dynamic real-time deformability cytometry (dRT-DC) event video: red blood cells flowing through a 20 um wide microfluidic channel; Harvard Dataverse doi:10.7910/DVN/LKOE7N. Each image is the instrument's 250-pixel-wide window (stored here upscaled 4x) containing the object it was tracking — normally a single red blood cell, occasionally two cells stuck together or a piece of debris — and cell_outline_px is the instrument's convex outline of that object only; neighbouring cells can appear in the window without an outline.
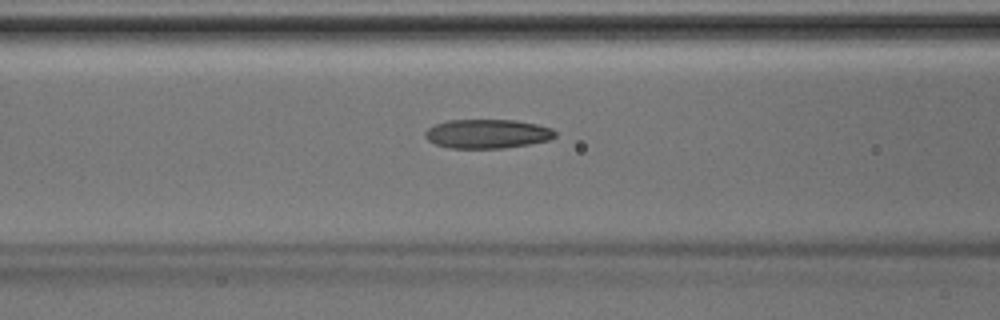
{"species": "Egyptian fruit bat (a non-hibernating species)", "species_latin": "Rousettus aegyptiacus", "temperature_condition": "room temperature", "stored_images_in_passage": 41, "camera_frame_rate_fps": 3000, "um_per_image_px": 0.085, "animal": {"sex": "male"}, "frame": {"image": 1, "passage_image": 17, "time_ms": 5.333, "image_size_px": [1000, 320], "cell_outline_px": [[556, 136], [548, 140], [528, 144], [504, 148], [452, 148], [436, 144], [428, 140], [424, 136], [424, 132], [428, 128], [436, 124], [448, 120], [516, 120], [536, 124], [552, 128], [556, 132]], "centroid_in_image_um": [41.42, 11.37], "position_along_channel_um": 125.2, "area_um2": 21.96}}
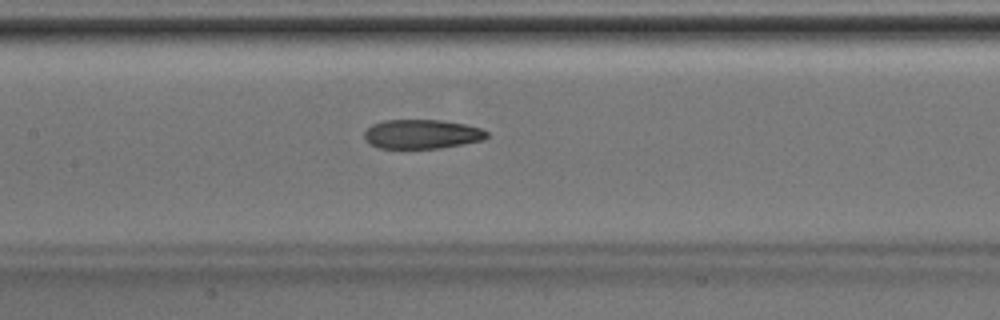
{"frame": {"image": 2, "passage_image": 20, "time_ms": 6.333, "image_size_px": [1000, 320], "cell_outline_px": [[488, 136], [484, 140], [440, 148], [380, 148], [368, 144], [364, 140], [364, 132], [372, 124], [384, 120], [440, 120], [464, 124], [480, 128], [488, 132]], "centroid_in_image_um": [35.83, 11.4], "position_along_channel_um": 171.6, "area_um2": 20.92}}
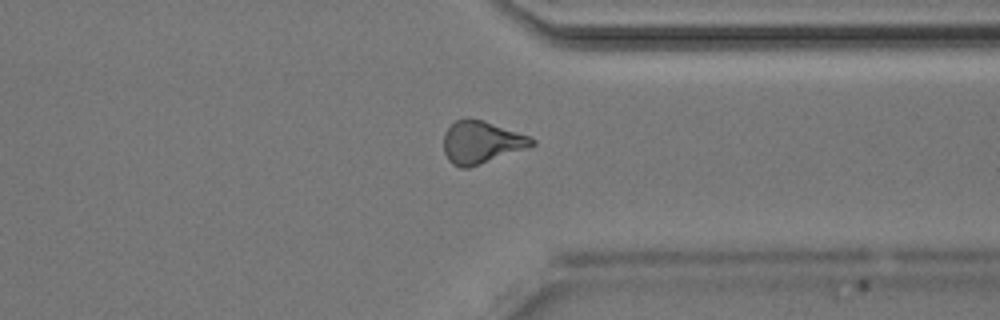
{"frame": {"image": 3, "passage_image": 33, "time_ms": 10.667, "image_size_px": [1000, 320], "cell_outline_px": [[536, 144], [528, 148], [468, 168], [460, 168], [452, 164], [448, 160], [444, 152], [444, 132], [456, 120], [484, 120], [528, 136], [536, 140]], "centroid_in_image_um": [40.91, 12.12], "position_along_channel_um": 370.5, "area_um2": 21.56}}